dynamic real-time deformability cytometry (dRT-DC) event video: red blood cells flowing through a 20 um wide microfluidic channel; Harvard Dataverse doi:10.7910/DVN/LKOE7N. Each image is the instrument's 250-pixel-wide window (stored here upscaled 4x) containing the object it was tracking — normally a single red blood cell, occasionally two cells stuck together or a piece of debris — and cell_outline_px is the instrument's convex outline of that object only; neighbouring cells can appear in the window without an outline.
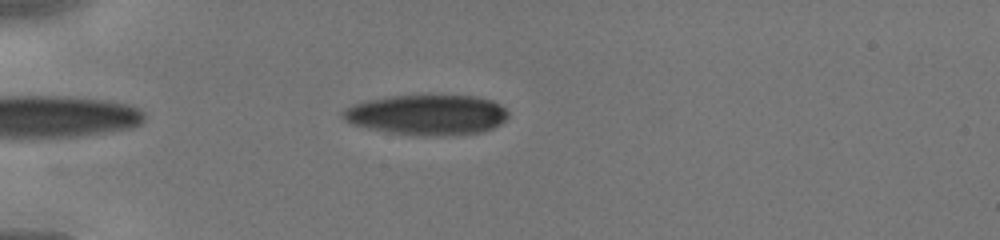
{"species": "human", "species_latin": "Homo sapiens", "temperature_condition": "cold", "stored_images_in_passage": 36, "camera_frame_rate_fps": 3000, "um_per_image_px": 0.085, "donor": {"sex": "male"}, "frame": {"image": 1, "passage_image": 4, "time_ms": 1.0, "image_size_px": [1000, 240], "cell_outline_px": [[508, 116], [500, 124], [484, 132], [444, 136], [432, 136], [392, 132], [352, 124], [340, 116], [340, 112], [344, 108], [352, 104], [364, 100], [392, 96], [476, 96], [492, 100], [500, 104], [508, 112]], "centroid_in_image_um": [36.3, 9.75], "position_along_channel_um": 48.7, "area_um2": 38.67}}
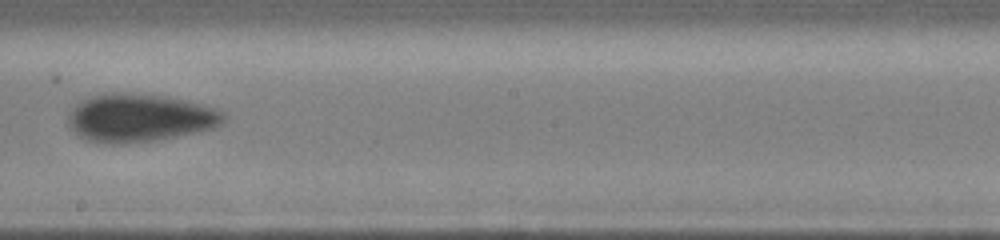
{"frame": {"image": 2, "passage_image": 18, "time_ms": 5.667, "image_size_px": [1000, 240], "cell_outline_px": [[224, 120], [220, 124], [212, 128], [196, 132], [176, 136], [152, 140], [124, 144], [108, 144], [88, 140], [80, 136], [68, 124], [68, 116], [72, 108], [76, 104], [92, 96], [108, 92], [124, 92], [164, 96], [188, 100], [224, 112]], "centroid_in_image_um": [11.84, 10.01], "position_along_channel_um": 236.4, "area_um2": 43.18}}
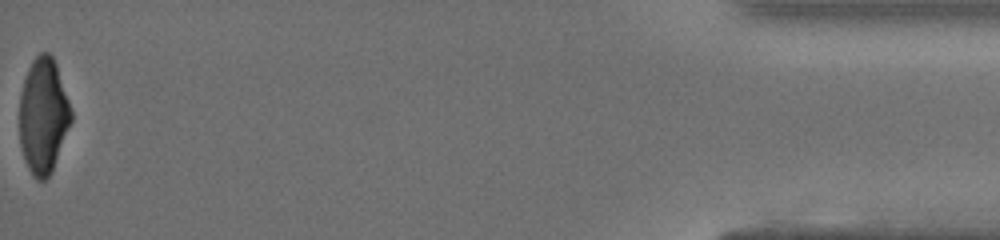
{"frame": {"image": 3, "passage_image": 36, "time_ms": 11.667, "image_size_px": [1000, 240], "cell_outline_px": [[72, 120], [52, 172], [44, 180], [36, 180], [32, 176], [24, 160], [20, 148], [20, 96], [24, 80], [28, 68], [32, 60], [40, 52], [48, 52], [52, 56], [56, 64], [72, 112]], "centroid_in_image_um": [3.67, 9.87], "position_along_channel_um": 431.5, "area_um2": 34.74}}